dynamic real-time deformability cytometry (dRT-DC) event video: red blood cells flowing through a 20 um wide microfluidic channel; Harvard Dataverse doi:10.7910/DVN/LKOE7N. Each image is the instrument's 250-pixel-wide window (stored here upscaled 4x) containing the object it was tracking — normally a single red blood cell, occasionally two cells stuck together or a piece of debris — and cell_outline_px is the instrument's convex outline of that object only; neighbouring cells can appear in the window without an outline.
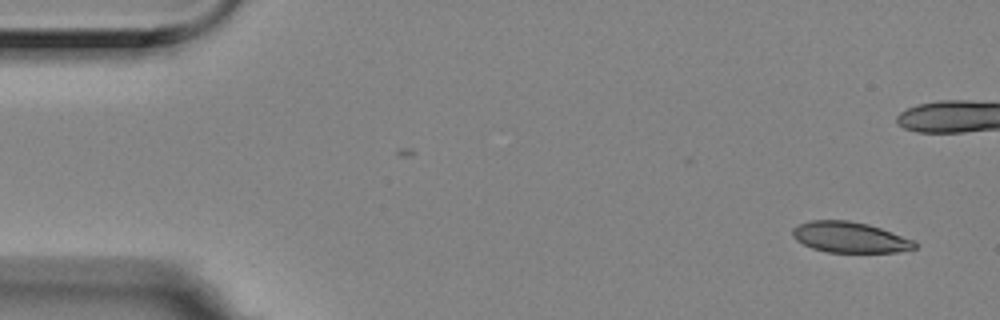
{"species": "Egyptian fruit bat (a non-hibernating species)", "species_latin": "Rousettus aegyptiacus", "temperature_condition": "room temperature", "stored_images_in_passage": 2, "camera_frame_rate_fps": 3000, "um_per_image_px": 0.085, "animal": {"sex": "female"}, "frame": {"image": 1, "passage_image": 2, "time_ms": 0.333, "image_size_px": [1000, 320], "cell_outline_px": [[916, 248], [896, 252], [828, 252], [812, 248], [796, 240], [792, 236], [792, 228], [808, 220], [848, 220], [868, 224], [880, 228], [912, 240], [916, 244]], "centroid_in_image_um": [72.18, 20.16], "position_along_channel_um": 12.8, "area_um2": 21.68}}